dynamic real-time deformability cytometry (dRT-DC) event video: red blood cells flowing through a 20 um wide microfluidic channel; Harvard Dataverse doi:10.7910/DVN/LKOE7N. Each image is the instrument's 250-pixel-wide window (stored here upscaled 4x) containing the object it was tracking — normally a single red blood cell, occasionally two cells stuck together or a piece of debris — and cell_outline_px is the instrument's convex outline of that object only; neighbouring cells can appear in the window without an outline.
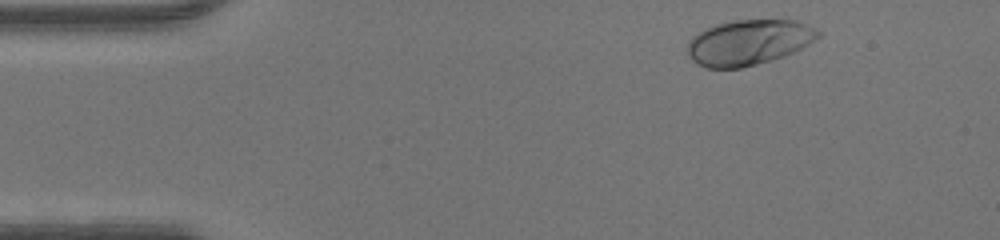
{"species": "human", "species_latin": "Homo sapiens", "temperature_condition": "warm", "stored_images_in_passage": 44, "camera_frame_rate_fps": 3000, "um_per_image_px": 0.085, "donor": {"sex": "male"}, "frame": {"image": 1, "passage_image": 2, "time_ms": 0.333, "image_size_px": [1000, 240], "cell_outline_px": [[820, 36], [808, 44], [784, 56], [756, 64], [740, 68], [708, 68], [696, 64], [688, 56], [688, 40], [692, 36], [704, 28], [716, 24], [736, 20], [796, 20], [816, 28], [820, 32]], "centroid_in_image_um": [63.6, 3.6], "position_along_channel_um": 21.4, "area_um2": 34.51}}
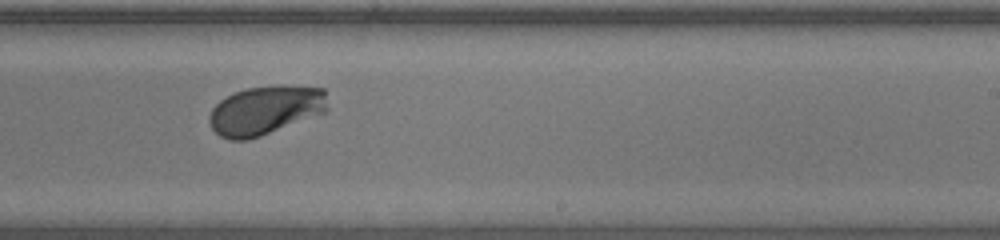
{"frame": {"image": 2, "passage_image": 25, "time_ms": 8.0, "image_size_px": [1000, 240], "cell_outline_px": [[328, 108], [324, 112], [260, 136], [248, 140], [228, 140], [220, 136], [212, 128], [208, 120], [208, 116], [212, 108], [220, 100], [236, 92], [248, 88], [324, 88]], "centroid_in_image_um": [22.48, 9.43], "position_along_channel_um": 266.5, "area_um2": 32.6}}
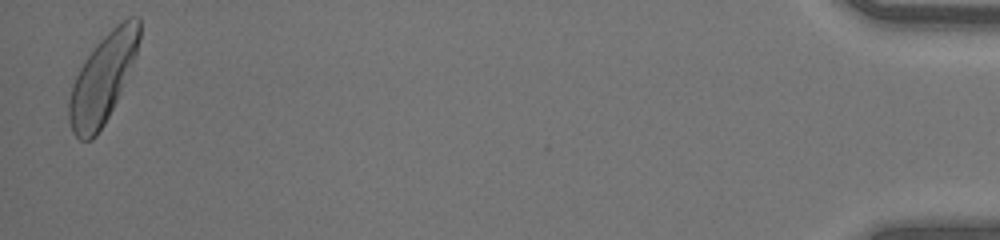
{"frame": {"image": 3, "passage_image": 43, "time_ms": 14.0, "image_size_px": [1000, 240], "cell_outline_px": [[140, 40], [136, 56], [116, 100], [104, 124], [96, 136], [92, 140], [80, 140], [72, 132], [68, 120], [68, 104], [72, 84], [84, 60], [96, 44], [116, 24], [128, 16], [140, 16]], "centroid_in_image_um": [8.73, 6.66], "position_along_channel_um": 426.5, "area_um2": 36.01}}